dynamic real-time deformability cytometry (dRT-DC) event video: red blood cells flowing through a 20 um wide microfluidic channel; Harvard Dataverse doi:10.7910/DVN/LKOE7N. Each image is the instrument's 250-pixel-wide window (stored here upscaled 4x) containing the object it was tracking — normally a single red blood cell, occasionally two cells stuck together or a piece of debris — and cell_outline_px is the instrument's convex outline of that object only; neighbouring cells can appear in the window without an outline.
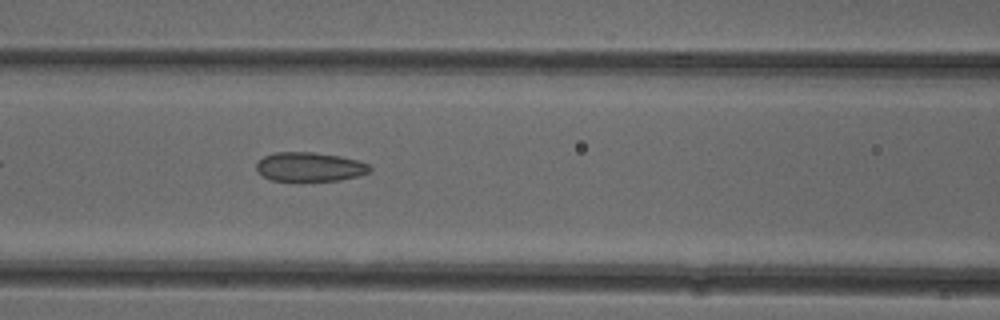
{"species": "common noctule bat (a hibernating species)", "species_latin": "Nyctalus noctula", "temperature_condition": "cold", "stored_images_in_passage": 39, "camera_frame_rate_fps": 3000, "um_per_image_px": 0.085, "animal": {"sex": "female"}, "frame": {"image": 1, "passage_image": 9, "time_ms": 2.667, "image_size_px": [1000, 320], "cell_outline_px": [[372, 172], [360, 176], [340, 180], [272, 180], [256, 172], [256, 164], [264, 156], [276, 152], [312, 152], [340, 156], [356, 160], [368, 164], [372, 168]], "centroid_in_image_um": [26.35, 14.18], "position_along_channel_um": 140.2, "area_um2": 19.19}}
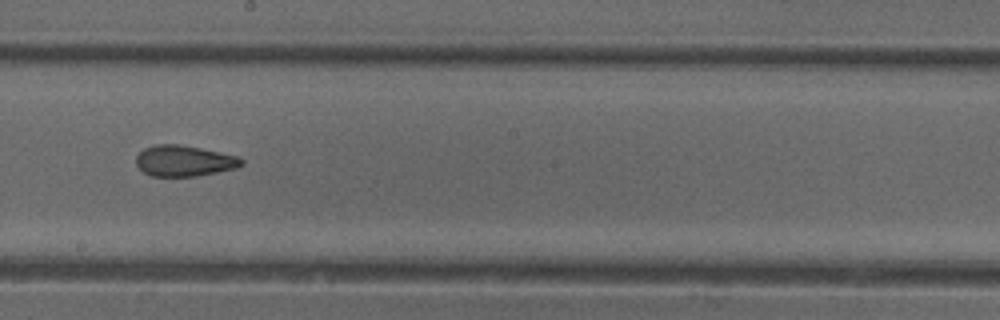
{"frame": {"image": 2, "passage_image": 16, "time_ms": 5.0, "image_size_px": [1000, 320], "cell_outline_px": [[244, 164], [236, 168], [196, 176], [152, 176], [144, 172], [136, 164], [136, 156], [144, 148], [156, 144], [176, 144], [200, 148], [236, 156], [244, 160]], "centroid_in_image_um": [15.64, 13.67], "position_along_channel_um": 232.6, "area_um2": 18.79}}
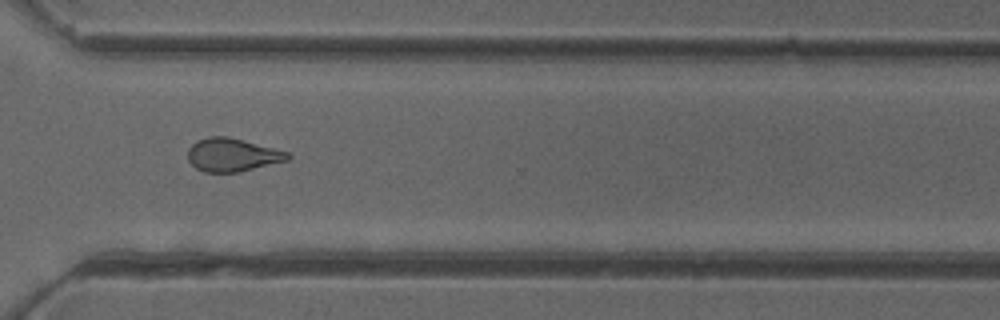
{"frame": {"image": 3, "passage_image": 25, "time_ms": 8.0, "image_size_px": [1000, 320], "cell_outline_px": [[292, 156], [288, 160], [240, 172], [204, 172], [196, 168], [188, 160], [188, 148], [196, 140], [208, 136], [228, 136], [288, 152]], "centroid_in_image_um": [19.73, 13.16], "position_along_channel_um": 350.9, "area_um2": 19.36}, "authors_computed_cell_mechanics": {"area_um2": 19.4786, "velocity_mm_per_s": 3.9579, "shape_relaxation_time_tau1_ms": null, "shape_relaxation_time_tau2_ms": 3.0667, "deformation_change_tau1": null, "deformation_change_tau2": 0.1118}}